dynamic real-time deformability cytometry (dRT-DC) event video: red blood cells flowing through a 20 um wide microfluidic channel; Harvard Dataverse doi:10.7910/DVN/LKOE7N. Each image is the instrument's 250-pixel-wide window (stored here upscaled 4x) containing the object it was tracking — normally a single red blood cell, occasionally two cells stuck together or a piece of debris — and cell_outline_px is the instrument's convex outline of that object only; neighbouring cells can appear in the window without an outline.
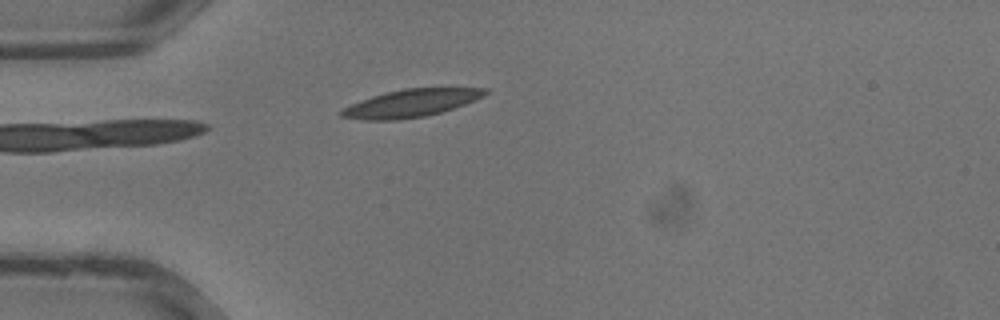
{"species": "common noctule bat (a hibernating species)", "species_latin": "Nyctalus noctula", "temperature_condition": "warm", "stored_images_in_passage": 26, "camera_frame_rate_fps": 3000, "um_per_image_px": 0.085, "animal": {"sex": "male", "body_mass_g": 13.3}, "frame": {"image": 1, "passage_image": 1, "time_ms": 0.0, "image_size_px": [1000, 320], "cell_outline_px": [[488, 92], [484, 96], [476, 100], [440, 112], [424, 116], [396, 120], [364, 120], [340, 116], [336, 112], [360, 100], [372, 96], [404, 88], [488, 88]], "centroid_in_image_um": [34.91, 8.77], "position_along_channel_um": 50.1, "area_um2": 22.95}}
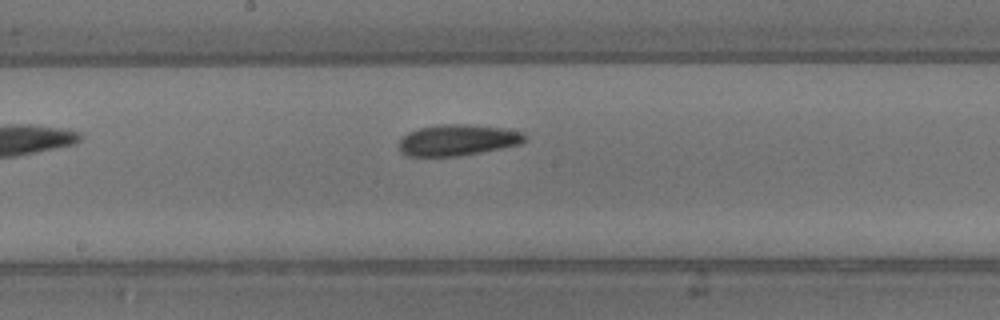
{"frame": {"image": 2, "passage_image": 10, "time_ms": 3.0, "image_size_px": [1000, 320], "cell_outline_px": [[528, 140], [520, 144], [460, 156], [408, 156], [400, 152], [396, 144], [408, 132], [420, 128], [440, 124], [468, 124], [504, 128], [524, 132], [528, 136]], "centroid_in_image_um": [38.91, 11.9], "position_along_channel_um": 209.3, "area_um2": 23.06}}
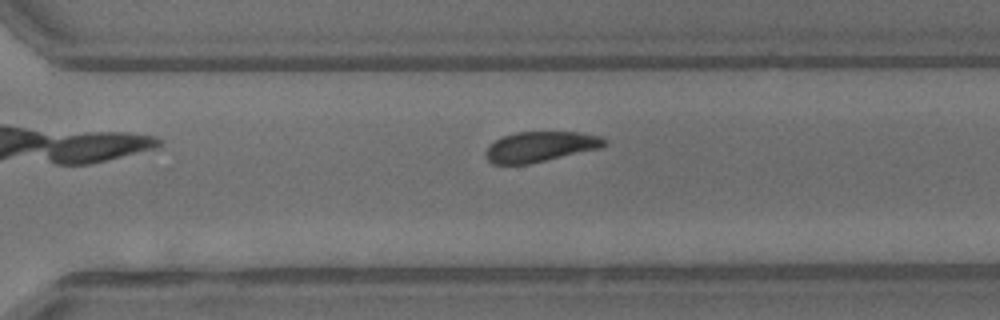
{"frame": {"image": 3, "passage_image": 16, "time_ms": 5.0, "image_size_px": [1000, 320], "cell_outline_px": [[608, 144], [600, 148], [528, 164], [492, 164], [484, 156], [484, 152], [500, 136], [516, 132], [580, 132], [600, 136]], "centroid_in_image_um": [45.9, 12.46], "position_along_channel_um": 324.7, "area_um2": 20.87}}